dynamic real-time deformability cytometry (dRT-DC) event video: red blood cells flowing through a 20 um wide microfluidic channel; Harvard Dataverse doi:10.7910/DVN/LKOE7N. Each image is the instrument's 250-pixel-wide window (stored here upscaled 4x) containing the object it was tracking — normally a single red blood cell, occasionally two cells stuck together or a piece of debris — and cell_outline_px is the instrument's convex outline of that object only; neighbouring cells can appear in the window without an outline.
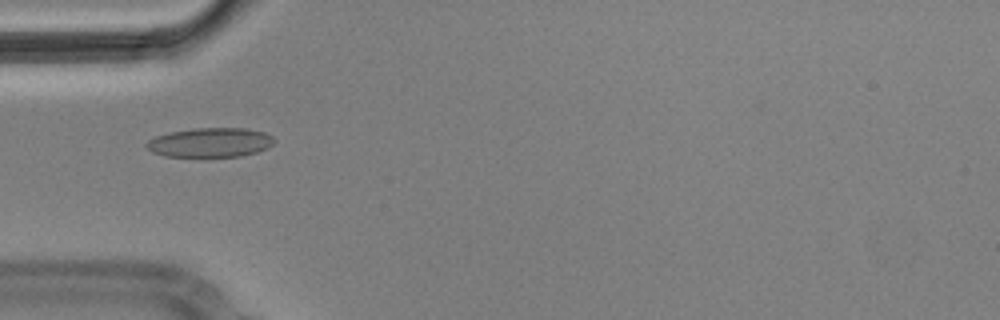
{"species": "Egyptian fruit bat (a non-hibernating species)", "species_latin": "Rousettus aegyptiacus", "temperature_condition": "cold", "stored_images_in_passage": 4, "camera_frame_rate_fps": 3000, "um_per_image_px": 0.085, "animal": {"sex": "male"}, "frame": {"image": 1, "passage_image": 1, "time_ms": 0.0, "image_size_px": [1000, 320], "cell_outline_px": [[276, 140], [268, 148], [256, 152], [240, 156], [164, 156], [152, 152], [144, 144], [148, 140], [156, 136], [168, 132], [192, 128], [244, 128], [264, 132], [272, 136]], "centroid_in_image_um": [17.86, 12.1], "position_along_channel_um": 67.1, "area_um2": 21.85}}
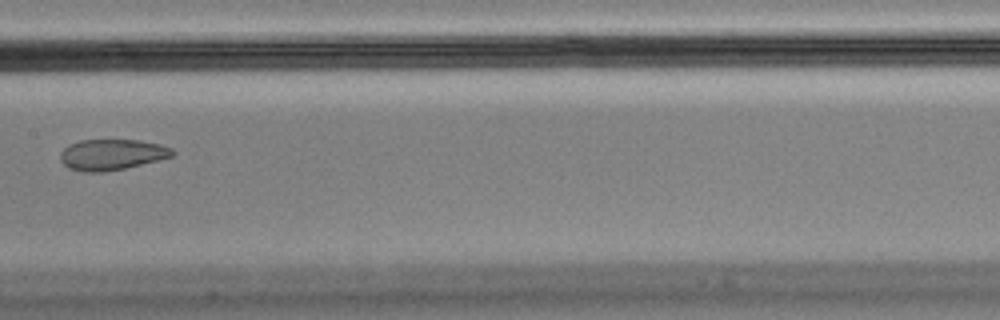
{"frame": {"image": 2, "passage_image": 4, "time_ms": 1.0, "image_size_px": [1000, 320], "cell_outline_px": [[176, 152], [172, 156], [124, 168], [104, 172], [84, 172], [68, 168], [60, 160], [60, 152], [68, 144], [80, 140], [140, 140], [160, 144], [172, 148]], "centroid_in_image_um": [9.47, 13.13], "position_along_channel_um": 197.9, "area_um2": 20.11}}